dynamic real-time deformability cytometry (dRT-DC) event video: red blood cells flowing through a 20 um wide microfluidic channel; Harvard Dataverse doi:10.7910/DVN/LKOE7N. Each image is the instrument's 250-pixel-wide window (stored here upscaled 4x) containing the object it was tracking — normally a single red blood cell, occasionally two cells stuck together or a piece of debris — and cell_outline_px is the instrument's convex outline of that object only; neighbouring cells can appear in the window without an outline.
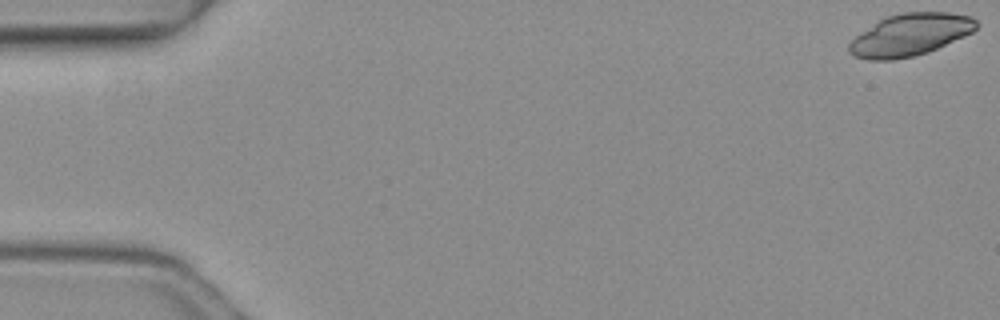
{"species": "common noctule bat (a hibernating species)", "species_latin": "Nyctalus noctula", "temperature_condition": "warm", "stored_images_in_passage": 4, "camera_frame_rate_fps": 3000, "um_per_image_px": 0.085, "animal": {"sex": "female", "body_mass_g": 19.3, "forearm_length_mm": 54.1}, "frame": {"image": 1, "passage_image": 1, "time_ms": 0.0, "image_size_px": [1000, 320], "cell_outline_px": [[980, 24], [972, 32], [964, 36], [928, 52], [912, 56], [892, 60], [868, 60], [852, 56], [848, 52], [848, 44], [860, 32], [880, 20], [888, 16], [900, 12], [948, 12], [972, 16]], "centroid_in_image_um": [77.35, 2.95], "position_along_channel_um": 7.6, "area_um2": 31.27}}